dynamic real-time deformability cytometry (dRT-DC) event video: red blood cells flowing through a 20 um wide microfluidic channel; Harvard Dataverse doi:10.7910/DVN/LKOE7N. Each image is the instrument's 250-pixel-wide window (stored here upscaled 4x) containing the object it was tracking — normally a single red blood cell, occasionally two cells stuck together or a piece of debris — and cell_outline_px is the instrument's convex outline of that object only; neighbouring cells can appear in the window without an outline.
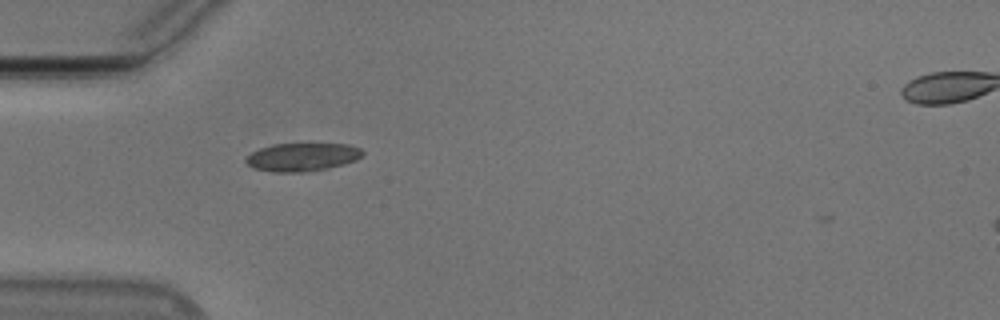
{"species": "Egyptian fruit bat (a non-hibernating species)", "species_latin": "Rousettus aegyptiacus", "temperature_condition": "cold", "stored_images_in_passage": 13, "camera_frame_rate_fps": 3000, "um_per_image_px": 0.085, "animal": {"sex": "male"}, "frame": {"image": 1, "passage_image": 1, "time_ms": 0.0, "image_size_px": [1000, 320], "cell_outline_px": [[364, 152], [356, 160], [344, 164], [304, 172], [276, 172], [256, 168], [248, 164], [244, 160], [252, 152], [260, 148], [272, 144], [348, 144], [360, 148]], "centroid_in_image_um": [25.69, 13.34], "position_along_channel_um": 59.3, "area_um2": 18.84}}
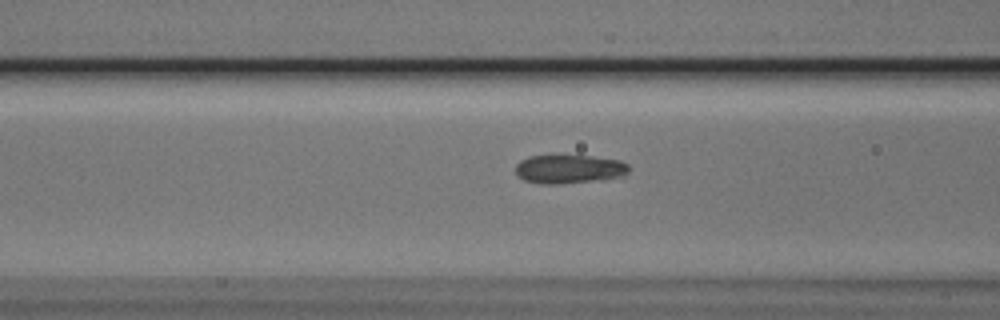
{"frame": {"image": 2, "passage_image": 6, "time_ms": 1.667, "image_size_px": [1000, 320], "cell_outline_px": [[628, 172], [624, 176], [604, 180], [560, 184], [540, 184], [524, 180], [516, 176], [516, 164], [520, 160], [528, 156], [552, 152], [592, 156], [620, 160], [628, 164]], "centroid_in_image_um": [48.33, 14.33], "position_along_channel_um": 118.3, "area_um2": 20.17}}
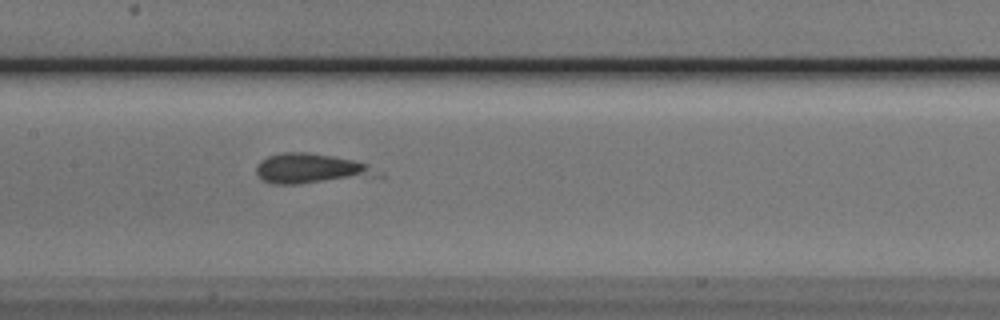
{"frame": {"image": 3, "passage_image": 11, "time_ms": 3.333, "image_size_px": [1000, 320], "cell_outline_px": [[384, 176], [296, 184], [272, 184], [264, 180], [256, 172], [256, 164], [260, 160], [268, 156], [284, 152], [308, 152], [332, 156], [352, 160], [368, 164], [384, 172]], "centroid_in_image_um": [26.49, 14.33], "position_along_channel_um": 180.9, "area_um2": 21.39}}